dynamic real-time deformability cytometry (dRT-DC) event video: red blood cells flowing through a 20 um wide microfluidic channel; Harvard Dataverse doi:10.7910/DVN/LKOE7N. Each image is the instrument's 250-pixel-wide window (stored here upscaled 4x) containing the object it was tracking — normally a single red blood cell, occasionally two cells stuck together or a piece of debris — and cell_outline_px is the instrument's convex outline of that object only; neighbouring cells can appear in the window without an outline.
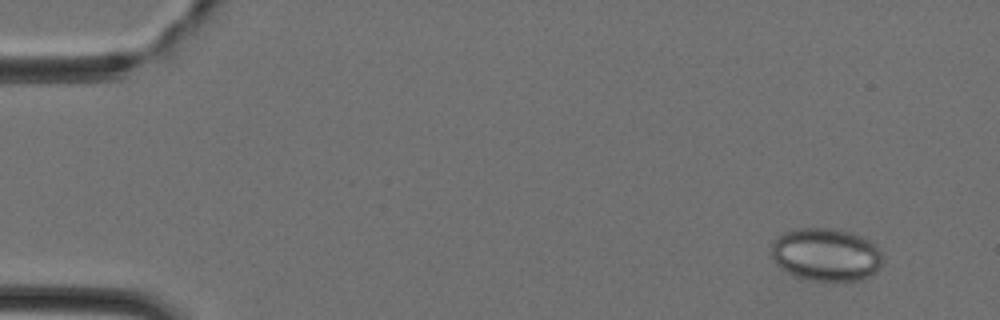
{"species": "Egyptian fruit bat (a non-hibernating species)", "species_latin": "Rousettus aegyptiacus", "temperature_condition": "cold", "stored_images_in_passage": 43, "camera_frame_rate_fps": 3000, "um_per_image_px": 0.085, "animal": {"sex": "female"}, "frame": {"image": 1, "passage_image": 1, "time_ms": 0.0, "image_size_px": [1000, 320], "cell_outline_px": [[884, 260], [880, 268], [876, 272], [860, 280], [812, 280], [796, 276], [780, 268], [776, 264], [768, 252], [772, 240], [776, 236], [784, 232], [796, 228], [836, 228], [852, 232], [864, 236], [880, 252]], "centroid_in_image_um": [70.16, 21.61], "position_along_channel_um": 14.8, "area_um2": 34.8}}
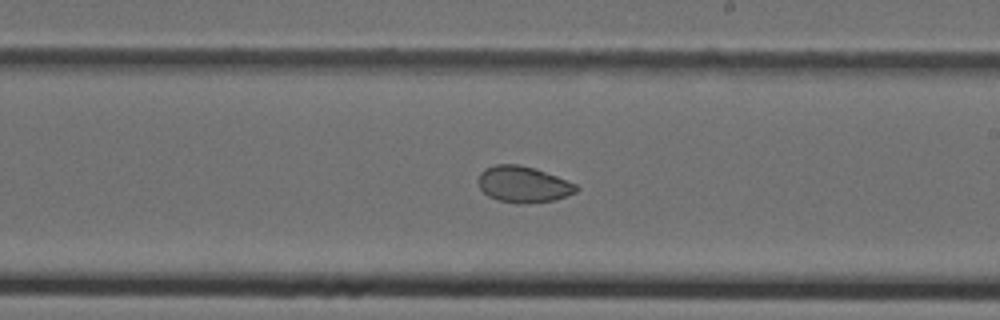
{"frame": {"image": 2, "passage_image": 24, "time_ms": 7.667, "image_size_px": [1000, 320], "cell_outline_px": [[580, 188], [576, 192], [556, 200], [496, 200], [488, 196], [480, 188], [476, 180], [480, 172], [484, 168], [496, 164], [516, 164], [536, 168], [576, 184]], "centroid_in_image_um": [44.45, 15.61], "position_along_channel_um": 244.6, "area_um2": 20.06}}
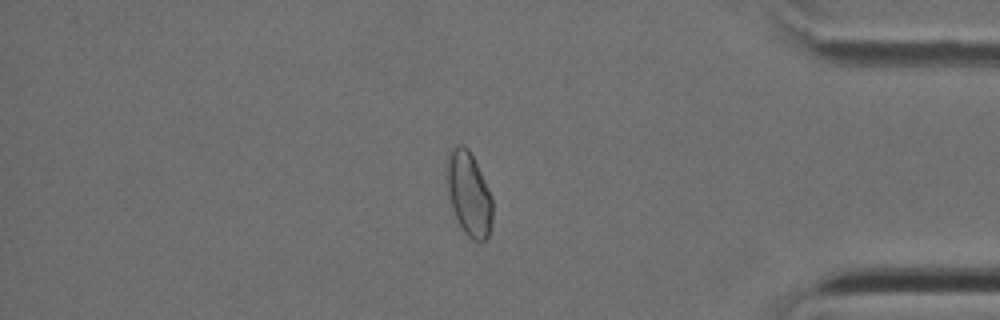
{"frame": {"image": 3, "passage_image": 36, "time_ms": 11.667, "image_size_px": [1000, 320], "cell_outline_px": [[492, 224], [488, 236], [484, 240], [472, 240], [464, 232], [452, 208], [448, 188], [448, 160], [456, 144], [464, 144], [468, 148], [492, 196]], "centroid_in_image_um": [39.89, 16.51], "position_along_channel_um": 395.3, "area_um2": 21.62}}